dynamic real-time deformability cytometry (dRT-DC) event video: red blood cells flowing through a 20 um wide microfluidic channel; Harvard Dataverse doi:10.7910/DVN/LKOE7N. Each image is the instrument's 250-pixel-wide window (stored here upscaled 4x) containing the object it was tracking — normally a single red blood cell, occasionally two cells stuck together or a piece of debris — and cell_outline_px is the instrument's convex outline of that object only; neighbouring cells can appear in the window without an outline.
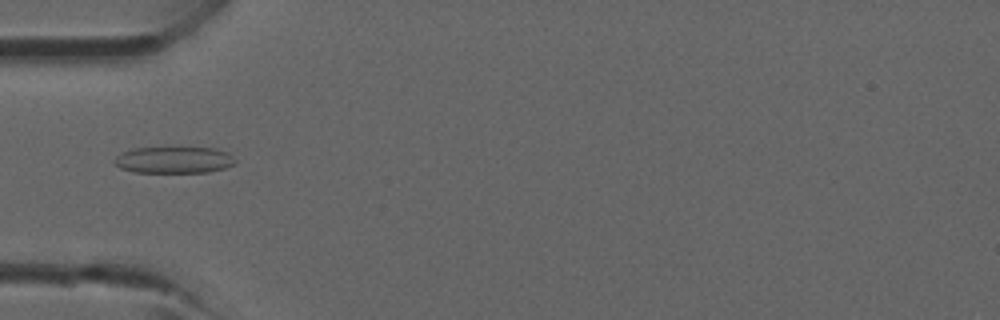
{"species": "common noctule bat (a hibernating species)", "species_latin": "Nyctalus noctula", "temperature_condition": "room temperature", "stored_images_in_passage": 4, "camera_frame_rate_fps": 3000, "um_per_image_px": 0.085, "animal": {"sex": "male", "forearm_length_mm": 52.5}, "frame": {"image": 1, "passage_image": 3, "time_ms": 2.333, "image_size_px": [1000, 320], "cell_outline_px": [[236, 164], [224, 168], [208, 172], [136, 172], [120, 168], [112, 160], [116, 156], [132, 148], [216, 148], [228, 152], [236, 160]], "centroid_in_image_um": [14.81, 13.59], "position_along_channel_um": 70.2, "area_um2": 18.67}}
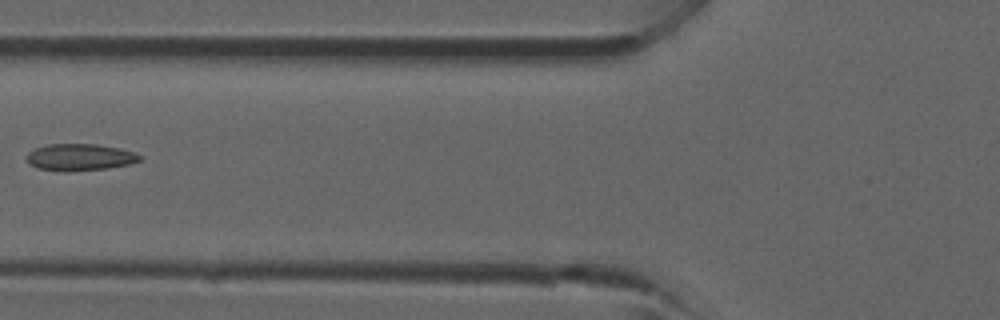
{"frame": {"image": 2, "passage_image": 4, "time_ms": 3.333, "image_size_px": [1000, 320], "cell_outline_px": [[140, 160], [128, 164], [108, 168], [64, 172], [60, 172], [36, 168], [28, 164], [24, 156], [28, 152], [44, 144], [96, 144], [120, 148], [136, 152], [140, 156]], "centroid_in_image_um": [6.71, 13.36], "position_along_channel_um": 119.1, "area_um2": 17.98}}